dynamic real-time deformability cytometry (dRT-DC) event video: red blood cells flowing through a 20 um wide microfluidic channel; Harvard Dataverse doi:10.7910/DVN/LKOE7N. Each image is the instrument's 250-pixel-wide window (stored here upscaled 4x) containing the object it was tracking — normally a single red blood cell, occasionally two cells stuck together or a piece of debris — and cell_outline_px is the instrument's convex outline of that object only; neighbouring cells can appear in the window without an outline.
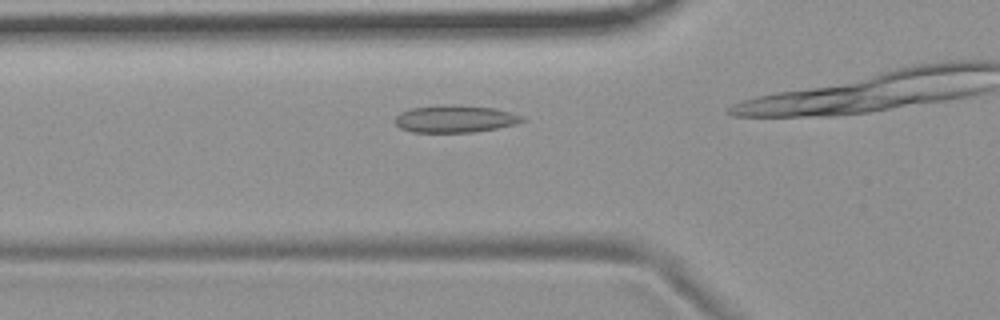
{"species": "common noctule bat (a hibernating species)", "species_latin": "Nyctalus noctula", "temperature_condition": "room temperature", "stored_images_in_passage": 8, "camera_frame_rate_fps": 3000, "um_per_image_px": 0.085, "animal": {"sex": "female", "body_mass_g": 19.9}, "frame": {"image": 1, "passage_image": 4, "time_ms": 1.0, "image_size_px": [1000, 320], "cell_outline_px": [[528, 120], [516, 124], [476, 132], [412, 132], [400, 128], [396, 124], [396, 116], [400, 112], [412, 108], [444, 104], [452, 104], [492, 108], [524, 116]], "centroid_in_image_um": [38.69, 10.1], "position_along_channel_um": 87.1, "area_um2": 20.23}}
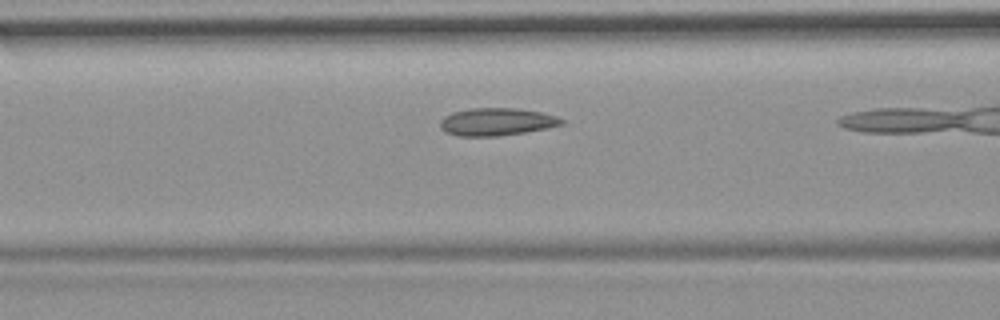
{"frame": {"image": 2, "passage_image": 7, "time_ms": 2.0, "image_size_px": [1000, 320], "cell_outline_px": [[564, 124], [548, 128], [524, 132], [496, 136], [460, 136], [444, 132], [440, 128], [440, 120], [444, 116], [452, 112], [472, 108], [516, 108], [540, 112], [556, 116], [564, 120]], "centroid_in_image_um": [42.19, 10.35], "position_along_channel_um": 124.4, "area_um2": 19.54}}